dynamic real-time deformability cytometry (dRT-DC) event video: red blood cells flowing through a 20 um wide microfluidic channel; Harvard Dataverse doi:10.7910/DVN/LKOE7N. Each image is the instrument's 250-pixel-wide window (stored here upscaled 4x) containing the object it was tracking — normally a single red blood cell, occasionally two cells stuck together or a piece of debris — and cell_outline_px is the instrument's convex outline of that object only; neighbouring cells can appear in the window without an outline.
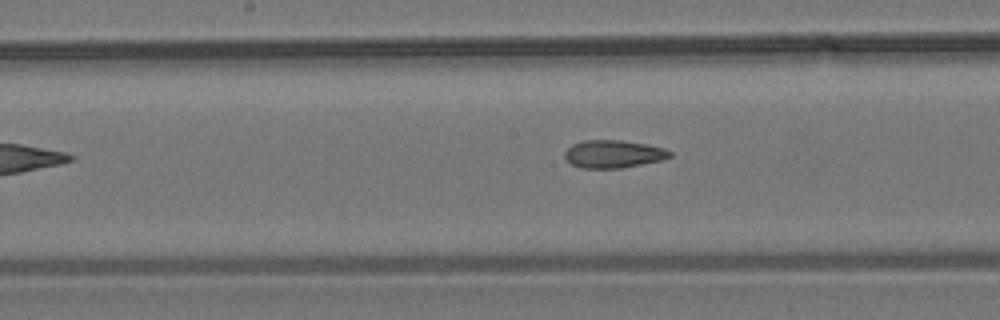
{"species": "common noctule bat (a hibernating species)", "species_latin": "Nyctalus noctula", "temperature_condition": "room temperature", "stored_images_in_passage": 6, "camera_frame_rate_fps": 3000, "um_per_image_px": 0.085, "animal": {"sex": "male", "body_mass_g": 19.2, "forearm_length_mm": 51.8}, "frame": {"image": 1, "passage_image": 6, "time_ms": 1.667, "image_size_px": [1000, 320], "cell_outline_px": [[672, 156], [664, 160], [620, 168], [580, 168], [572, 164], [564, 156], [564, 152], [572, 144], [584, 140], [620, 140], [648, 144], [664, 148], [672, 152]], "centroid_in_image_um": [52.16, 13.09], "position_along_channel_um": 196.0, "area_um2": 17.11}}